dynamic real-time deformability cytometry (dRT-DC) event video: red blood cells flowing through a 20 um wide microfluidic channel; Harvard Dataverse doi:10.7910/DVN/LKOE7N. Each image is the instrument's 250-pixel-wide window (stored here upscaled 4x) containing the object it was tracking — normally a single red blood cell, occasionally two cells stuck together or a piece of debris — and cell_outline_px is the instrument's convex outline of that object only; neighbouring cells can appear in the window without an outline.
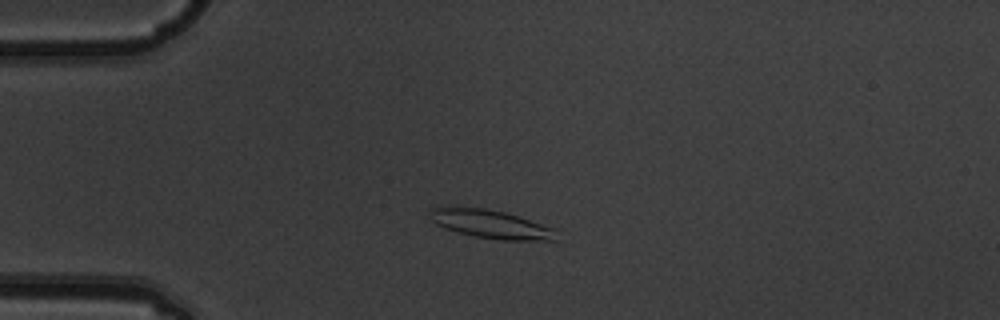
{"species": "common noctule bat (a hibernating species)", "species_latin": "Nyctalus noctula", "temperature_condition": "warm", "stored_images_in_passage": 9, "camera_frame_rate_fps": 3000, "um_per_image_px": 0.085, "animal": {"sex": "male", "body_mass_g": 19.5, "forearm_length_mm": 54.6}, "frame": {"image": 1, "passage_image": 2, "time_ms": 0.333, "image_size_px": [1000, 320], "cell_outline_px": [[556, 240], [500, 240], [472, 236], [456, 232], [444, 228], [436, 224], [432, 220], [428, 212], [432, 208], [452, 204], [484, 208], [504, 212], [556, 228]], "centroid_in_image_um": [41.64, 19.02], "position_along_channel_um": 43.4, "area_um2": 21.5}}
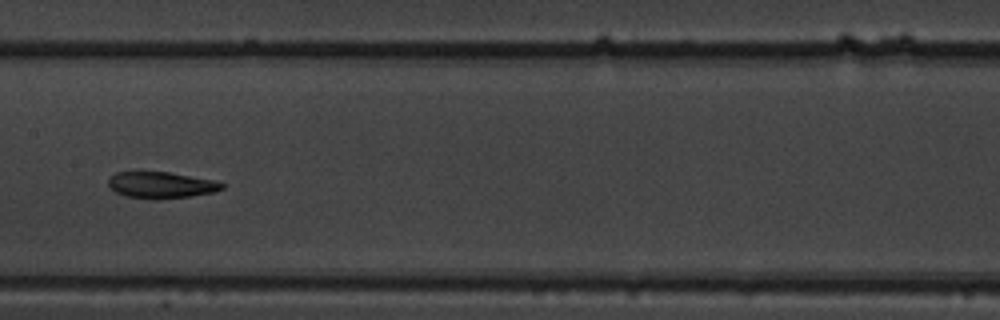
{"frame": {"image": 2, "passage_image": 6, "time_ms": 1.667, "image_size_px": [1000, 320], "cell_outline_px": [[224, 188], [212, 192], [188, 196], [156, 200], [128, 196], [116, 192], [108, 184], [108, 176], [116, 172], [168, 172], [216, 180], [224, 184]], "centroid_in_image_um": [13.69, 15.72], "position_along_channel_um": 193.7, "area_um2": 17.4}}
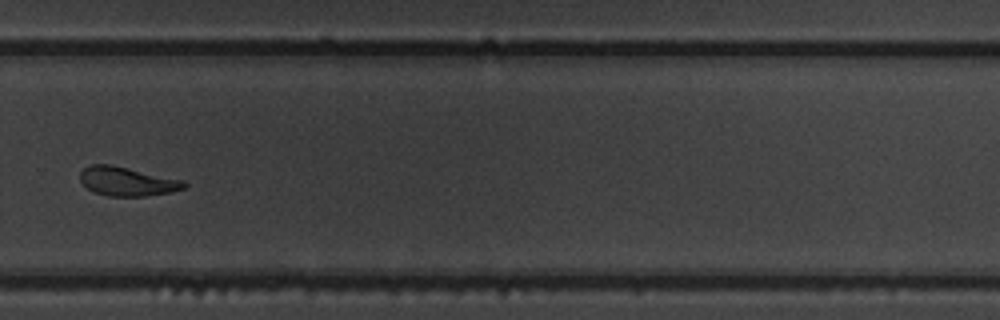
{"frame": {"image": 3, "passage_image": 9, "time_ms": 2.667, "image_size_px": [1000, 320], "cell_outline_px": [[188, 184], [184, 188], [172, 192], [144, 196], [108, 196], [92, 192], [80, 180], [80, 172], [88, 164], [108, 164], [184, 180]], "centroid_in_image_um": [10.8, 15.42], "position_along_channel_um": 319.0, "area_um2": 17.51}}